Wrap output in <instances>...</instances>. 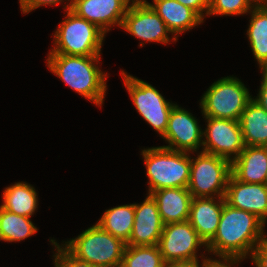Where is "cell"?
Instances as JSON below:
<instances>
[{
    "mask_svg": "<svg viewBox=\"0 0 267 267\" xmlns=\"http://www.w3.org/2000/svg\"><path fill=\"white\" fill-rule=\"evenodd\" d=\"M164 225L189 219L192 195L188 188H163L150 193Z\"/></svg>",
    "mask_w": 267,
    "mask_h": 267,
    "instance_id": "obj_18",
    "label": "cell"
},
{
    "mask_svg": "<svg viewBox=\"0 0 267 267\" xmlns=\"http://www.w3.org/2000/svg\"><path fill=\"white\" fill-rule=\"evenodd\" d=\"M230 176V160L200 151L196 158L191 159L187 188L193 198L225 197Z\"/></svg>",
    "mask_w": 267,
    "mask_h": 267,
    "instance_id": "obj_7",
    "label": "cell"
},
{
    "mask_svg": "<svg viewBox=\"0 0 267 267\" xmlns=\"http://www.w3.org/2000/svg\"><path fill=\"white\" fill-rule=\"evenodd\" d=\"M162 138L169 144L163 147L175 151L193 153L203 146V130L197 119L176 104L170 111L168 126Z\"/></svg>",
    "mask_w": 267,
    "mask_h": 267,
    "instance_id": "obj_12",
    "label": "cell"
},
{
    "mask_svg": "<svg viewBox=\"0 0 267 267\" xmlns=\"http://www.w3.org/2000/svg\"><path fill=\"white\" fill-rule=\"evenodd\" d=\"M69 1L66 5H63L65 11L68 9H71L72 0H65ZM64 2V0H19L20 8L22 10L23 14H27L33 10H35L38 7L44 6V5H57L59 3Z\"/></svg>",
    "mask_w": 267,
    "mask_h": 267,
    "instance_id": "obj_28",
    "label": "cell"
},
{
    "mask_svg": "<svg viewBox=\"0 0 267 267\" xmlns=\"http://www.w3.org/2000/svg\"><path fill=\"white\" fill-rule=\"evenodd\" d=\"M248 40L254 58L262 70H267V4L255 5L249 12Z\"/></svg>",
    "mask_w": 267,
    "mask_h": 267,
    "instance_id": "obj_22",
    "label": "cell"
},
{
    "mask_svg": "<svg viewBox=\"0 0 267 267\" xmlns=\"http://www.w3.org/2000/svg\"><path fill=\"white\" fill-rule=\"evenodd\" d=\"M125 88L142 118L162 137L168 126V118L174 103L165 100L151 84L121 71Z\"/></svg>",
    "mask_w": 267,
    "mask_h": 267,
    "instance_id": "obj_8",
    "label": "cell"
},
{
    "mask_svg": "<svg viewBox=\"0 0 267 267\" xmlns=\"http://www.w3.org/2000/svg\"><path fill=\"white\" fill-rule=\"evenodd\" d=\"M134 215V204L120 205L106 210L97 223L104 231L127 243L132 232Z\"/></svg>",
    "mask_w": 267,
    "mask_h": 267,
    "instance_id": "obj_23",
    "label": "cell"
},
{
    "mask_svg": "<svg viewBox=\"0 0 267 267\" xmlns=\"http://www.w3.org/2000/svg\"><path fill=\"white\" fill-rule=\"evenodd\" d=\"M225 197H195L192 199L189 223L207 245L218 230Z\"/></svg>",
    "mask_w": 267,
    "mask_h": 267,
    "instance_id": "obj_16",
    "label": "cell"
},
{
    "mask_svg": "<svg viewBox=\"0 0 267 267\" xmlns=\"http://www.w3.org/2000/svg\"><path fill=\"white\" fill-rule=\"evenodd\" d=\"M77 259L96 267H120L126 243L98 223L62 244Z\"/></svg>",
    "mask_w": 267,
    "mask_h": 267,
    "instance_id": "obj_5",
    "label": "cell"
},
{
    "mask_svg": "<svg viewBox=\"0 0 267 267\" xmlns=\"http://www.w3.org/2000/svg\"><path fill=\"white\" fill-rule=\"evenodd\" d=\"M201 258H203L202 264L199 265V260L198 258L196 259H192V260H183V261H177V262H173V263H169L166 265V267H210L215 261L216 259H212V258H205L204 254H202L200 256Z\"/></svg>",
    "mask_w": 267,
    "mask_h": 267,
    "instance_id": "obj_31",
    "label": "cell"
},
{
    "mask_svg": "<svg viewBox=\"0 0 267 267\" xmlns=\"http://www.w3.org/2000/svg\"><path fill=\"white\" fill-rule=\"evenodd\" d=\"M52 245H54L57 251L54 257V267H96L85 261L77 259L73 256L64 246H60L54 239H50Z\"/></svg>",
    "mask_w": 267,
    "mask_h": 267,
    "instance_id": "obj_27",
    "label": "cell"
},
{
    "mask_svg": "<svg viewBox=\"0 0 267 267\" xmlns=\"http://www.w3.org/2000/svg\"><path fill=\"white\" fill-rule=\"evenodd\" d=\"M100 57L48 54L47 67L76 93L101 107L108 74L98 67Z\"/></svg>",
    "mask_w": 267,
    "mask_h": 267,
    "instance_id": "obj_2",
    "label": "cell"
},
{
    "mask_svg": "<svg viewBox=\"0 0 267 267\" xmlns=\"http://www.w3.org/2000/svg\"><path fill=\"white\" fill-rule=\"evenodd\" d=\"M201 246L207 247L188 220L164 225L158 243L166 264L198 258Z\"/></svg>",
    "mask_w": 267,
    "mask_h": 267,
    "instance_id": "obj_10",
    "label": "cell"
},
{
    "mask_svg": "<svg viewBox=\"0 0 267 267\" xmlns=\"http://www.w3.org/2000/svg\"><path fill=\"white\" fill-rule=\"evenodd\" d=\"M37 231L30 217L11 213L0 206V241L20 242Z\"/></svg>",
    "mask_w": 267,
    "mask_h": 267,
    "instance_id": "obj_24",
    "label": "cell"
},
{
    "mask_svg": "<svg viewBox=\"0 0 267 267\" xmlns=\"http://www.w3.org/2000/svg\"><path fill=\"white\" fill-rule=\"evenodd\" d=\"M251 100L244 83L237 77L227 76L207 89L199 105L203 116L239 121Z\"/></svg>",
    "mask_w": 267,
    "mask_h": 267,
    "instance_id": "obj_6",
    "label": "cell"
},
{
    "mask_svg": "<svg viewBox=\"0 0 267 267\" xmlns=\"http://www.w3.org/2000/svg\"><path fill=\"white\" fill-rule=\"evenodd\" d=\"M203 152L230 160L237 158L245 148L239 121L204 116ZM234 155V156H233Z\"/></svg>",
    "mask_w": 267,
    "mask_h": 267,
    "instance_id": "obj_9",
    "label": "cell"
},
{
    "mask_svg": "<svg viewBox=\"0 0 267 267\" xmlns=\"http://www.w3.org/2000/svg\"><path fill=\"white\" fill-rule=\"evenodd\" d=\"M255 4L252 0H209V15H243L249 13Z\"/></svg>",
    "mask_w": 267,
    "mask_h": 267,
    "instance_id": "obj_26",
    "label": "cell"
},
{
    "mask_svg": "<svg viewBox=\"0 0 267 267\" xmlns=\"http://www.w3.org/2000/svg\"><path fill=\"white\" fill-rule=\"evenodd\" d=\"M141 203H134V223L126 245H158L164 223L158 211L157 203L150 194Z\"/></svg>",
    "mask_w": 267,
    "mask_h": 267,
    "instance_id": "obj_15",
    "label": "cell"
},
{
    "mask_svg": "<svg viewBox=\"0 0 267 267\" xmlns=\"http://www.w3.org/2000/svg\"><path fill=\"white\" fill-rule=\"evenodd\" d=\"M164 21L168 29L172 32L173 41H177L179 34L188 31L204 20L191 8L182 5L177 0H153L147 2Z\"/></svg>",
    "mask_w": 267,
    "mask_h": 267,
    "instance_id": "obj_19",
    "label": "cell"
},
{
    "mask_svg": "<svg viewBox=\"0 0 267 267\" xmlns=\"http://www.w3.org/2000/svg\"><path fill=\"white\" fill-rule=\"evenodd\" d=\"M231 174L243 183L266 184L267 146H245L231 162Z\"/></svg>",
    "mask_w": 267,
    "mask_h": 267,
    "instance_id": "obj_17",
    "label": "cell"
},
{
    "mask_svg": "<svg viewBox=\"0 0 267 267\" xmlns=\"http://www.w3.org/2000/svg\"><path fill=\"white\" fill-rule=\"evenodd\" d=\"M54 33L55 45L48 54L101 56L106 34L95 24L79 17L71 9Z\"/></svg>",
    "mask_w": 267,
    "mask_h": 267,
    "instance_id": "obj_4",
    "label": "cell"
},
{
    "mask_svg": "<svg viewBox=\"0 0 267 267\" xmlns=\"http://www.w3.org/2000/svg\"><path fill=\"white\" fill-rule=\"evenodd\" d=\"M245 146H267V112L251 100L239 120Z\"/></svg>",
    "mask_w": 267,
    "mask_h": 267,
    "instance_id": "obj_20",
    "label": "cell"
},
{
    "mask_svg": "<svg viewBox=\"0 0 267 267\" xmlns=\"http://www.w3.org/2000/svg\"><path fill=\"white\" fill-rule=\"evenodd\" d=\"M255 5L267 4V0H252Z\"/></svg>",
    "mask_w": 267,
    "mask_h": 267,
    "instance_id": "obj_34",
    "label": "cell"
},
{
    "mask_svg": "<svg viewBox=\"0 0 267 267\" xmlns=\"http://www.w3.org/2000/svg\"><path fill=\"white\" fill-rule=\"evenodd\" d=\"M262 83L256 98H252L260 107L267 112V70H262Z\"/></svg>",
    "mask_w": 267,
    "mask_h": 267,
    "instance_id": "obj_32",
    "label": "cell"
},
{
    "mask_svg": "<svg viewBox=\"0 0 267 267\" xmlns=\"http://www.w3.org/2000/svg\"><path fill=\"white\" fill-rule=\"evenodd\" d=\"M158 245H126L120 267H166Z\"/></svg>",
    "mask_w": 267,
    "mask_h": 267,
    "instance_id": "obj_25",
    "label": "cell"
},
{
    "mask_svg": "<svg viewBox=\"0 0 267 267\" xmlns=\"http://www.w3.org/2000/svg\"><path fill=\"white\" fill-rule=\"evenodd\" d=\"M238 264L239 262L215 261L210 267H234Z\"/></svg>",
    "mask_w": 267,
    "mask_h": 267,
    "instance_id": "obj_33",
    "label": "cell"
},
{
    "mask_svg": "<svg viewBox=\"0 0 267 267\" xmlns=\"http://www.w3.org/2000/svg\"><path fill=\"white\" fill-rule=\"evenodd\" d=\"M177 1L180 2L182 5L187 6L192 10H194L203 20L205 16H208L209 0H177Z\"/></svg>",
    "mask_w": 267,
    "mask_h": 267,
    "instance_id": "obj_30",
    "label": "cell"
},
{
    "mask_svg": "<svg viewBox=\"0 0 267 267\" xmlns=\"http://www.w3.org/2000/svg\"><path fill=\"white\" fill-rule=\"evenodd\" d=\"M132 1L134 0H72L71 10L106 34L111 26L121 28Z\"/></svg>",
    "mask_w": 267,
    "mask_h": 267,
    "instance_id": "obj_13",
    "label": "cell"
},
{
    "mask_svg": "<svg viewBox=\"0 0 267 267\" xmlns=\"http://www.w3.org/2000/svg\"><path fill=\"white\" fill-rule=\"evenodd\" d=\"M3 209L25 217L34 215L38 208V195L34 187L26 182H15L2 194Z\"/></svg>",
    "mask_w": 267,
    "mask_h": 267,
    "instance_id": "obj_21",
    "label": "cell"
},
{
    "mask_svg": "<svg viewBox=\"0 0 267 267\" xmlns=\"http://www.w3.org/2000/svg\"><path fill=\"white\" fill-rule=\"evenodd\" d=\"M250 258L256 267H267V235L255 246Z\"/></svg>",
    "mask_w": 267,
    "mask_h": 267,
    "instance_id": "obj_29",
    "label": "cell"
},
{
    "mask_svg": "<svg viewBox=\"0 0 267 267\" xmlns=\"http://www.w3.org/2000/svg\"><path fill=\"white\" fill-rule=\"evenodd\" d=\"M148 194L163 188H187L190 178L191 156L163 146L144 149Z\"/></svg>",
    "mask_w": 267,
    "mask_h": 267,
    "instance_id": "obj_3",
    "label": "cell"
},
{
    "mask_svg": "<svg viewBox=\"0 0 267 267\" xmlns=\"http://www.w3.org/2000/svg\"><path fill=\"white\" fill-rule=\"evenodd\" d=\"M225 201L231 207L248 211L256 215L265 224L267 222V185L243 183L232 174L229 177Z\"/></svg>",
    "mask_w": 267,
    "mask_h": 267,
    "instance_id": "obj_14",
    "label": "cell"
},
{
    "mask_svg": "<svg viewBox=\"0 0 267 267\" xmlns=\"http://www.w3.org/2000/svg\"><path fill=\"white\" fill-rule=\"evenodd\" d=\"M121 28L144 43L167 44L171 41L168 35L172 32L146 0H134L130 3Z\"/></svg>",
    "mask_w": 267,
    "mask_h": 267,
    "instance_id": "obj_11",
    "label": "cell"
},
{
    "mask_svg": "<svg viewBox=\"0 0 267 267\" xmlns=\"http://www.w3.org/2000/svg\"><path fill=\"white\" fill-rule=\"evenodd\" d=\"M265 223L256 215L231 207L224 202L218 230L206 250L220 259L241 262L251 257L255 246L266 236Z\"/></svg>",
    "mask_w": 267,
    "mask_h": 267,
    "instance_id": "obj_1",
    "label": "cell"
}]
</instances>
